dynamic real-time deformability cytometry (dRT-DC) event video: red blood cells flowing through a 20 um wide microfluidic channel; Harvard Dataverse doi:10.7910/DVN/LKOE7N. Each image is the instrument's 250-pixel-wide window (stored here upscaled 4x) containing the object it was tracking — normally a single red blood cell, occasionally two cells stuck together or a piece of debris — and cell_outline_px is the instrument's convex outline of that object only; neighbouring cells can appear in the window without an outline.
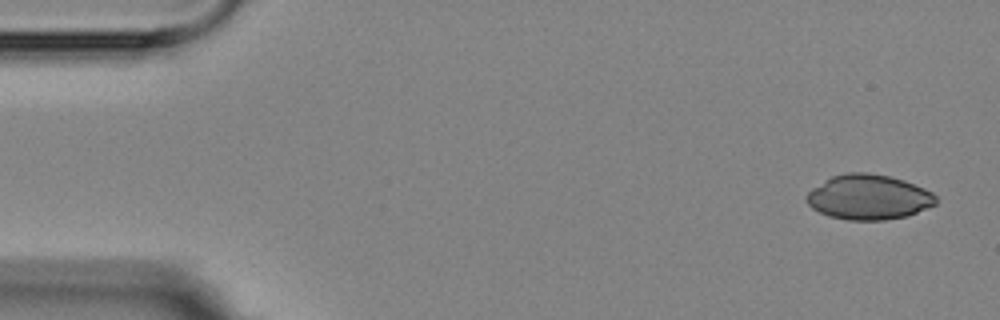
{"species": "Egyptian fruit bat (a non-hibernating species)", "species_latin": "Rousettus aegyptiacus", "temperature_condition": "room temperature", "stored_images_in_passage": 4, "camera_frame_rate_fps": 3000, "um_per_image_px": 0.085, "animal": {"sex": "female"}, "frame": {"image": 1, "passage_image": 1, "time_ms": 0.0, "image_size_px": [1000, 320], "cell_outline_px": [[936, 204], [908, 216], [884, 220], [848, 220], [828, 216], [812, 208], [808, 204], [804, 196], [812, 188], [824, 180], [832, 176], [848, 172], [864, 172], [888, 176], [904, 180], [924, 188], [932, 192], [936, 196]], "centroid_in_image_um": [73.81, 16.76], "position_along_channel_um": 11.2, "area_um2": 33.99}}